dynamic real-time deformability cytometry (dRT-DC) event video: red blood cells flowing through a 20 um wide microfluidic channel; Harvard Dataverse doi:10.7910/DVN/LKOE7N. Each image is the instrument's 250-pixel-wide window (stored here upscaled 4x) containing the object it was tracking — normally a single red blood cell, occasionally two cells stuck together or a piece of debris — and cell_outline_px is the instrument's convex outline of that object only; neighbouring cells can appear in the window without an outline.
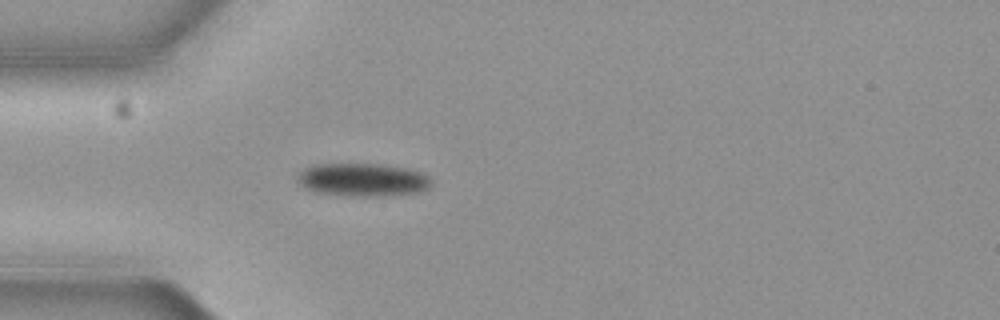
{"species": "common noctule bat (a hibernating species)", "species_latin": "Nyctalus noctula", "temperature_condition": "cold", "stored_images_in_passage": 1, "camera_frame_rate_fps": 3000, "um_per_image_px": 0.085, "animal": {"sex": "female", "body_mass_g": 19.3, "forearm_length_mm": 54.1}, "frame": {"image": 1, "passage_image": 1, "time_ms": 0.0, "image_size_px": [1000, 320], "cell_outline_px": [[432, 184], [428, 188], [420, 192], [380, 196], [348, 196], [316, 192], [300, 184], [300, 176], [304, 168], [320, 164], [376, 164], [408, 168], [420, 172], [428, 176], [432, 180]], "centroid_in_image_um": [30.91, 15.29], "position_along_channel_um": 54.1, "area_um2": 25.49}}